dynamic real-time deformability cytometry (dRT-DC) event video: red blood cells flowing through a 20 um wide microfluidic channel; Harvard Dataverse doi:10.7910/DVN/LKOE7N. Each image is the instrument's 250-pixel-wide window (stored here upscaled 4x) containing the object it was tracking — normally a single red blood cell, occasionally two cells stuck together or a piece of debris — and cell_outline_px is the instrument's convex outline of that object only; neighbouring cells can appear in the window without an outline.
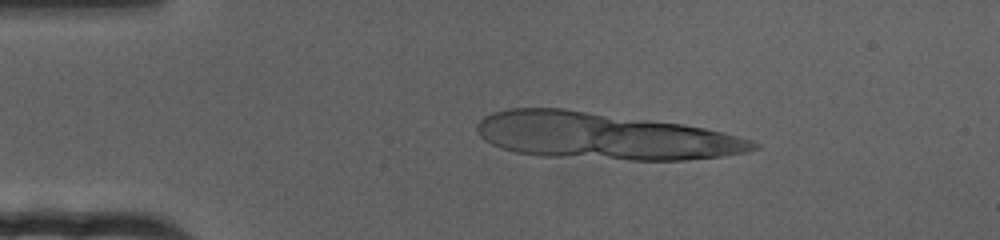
{"species": "human", "species_latin": "Homo sapiens", "temperature_condition": "cold", "stored_images_in_passage": 14, "segment_of_instrument_passage": [2, 2], "camera_frame_rate_fps": 3000, "um_per_image_px": 0.085, "donor": {"sex": "female"}, "frame": {"image": 1, "passage_image": 14, "time_ms": 4.333, "image_size_px": [1000, 240], "cell_outline_px": [[720, 152], [712, 156], [672, 160], [644, 160], [616, 156], [596, 132], [596, 124], [676, 124], [696, 128], [712, 132]], "centroid_in_image_um": [55.91, 12.01], "position_along_channel_um": 29.1, "area_um2": 26.59}}